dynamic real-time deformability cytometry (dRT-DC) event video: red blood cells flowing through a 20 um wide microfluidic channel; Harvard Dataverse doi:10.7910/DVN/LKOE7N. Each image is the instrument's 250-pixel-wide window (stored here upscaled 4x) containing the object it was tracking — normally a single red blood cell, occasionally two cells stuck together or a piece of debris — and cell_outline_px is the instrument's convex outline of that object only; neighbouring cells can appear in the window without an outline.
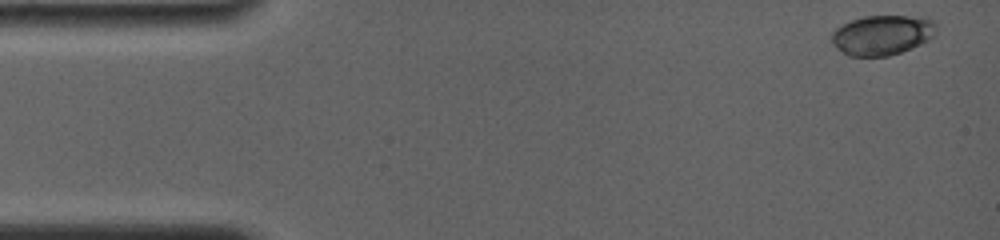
{"species": "common noctule bat (a hibernating species)", "species_latin": "Nyctalus noctula", "temperature_condition": "room temperature", "stored_images_in_passage": 40, "camera_frame_rate_fps": 4000, "um_per_image_px": 0.085, "animal": {"sex": "female", "body_mass_g": 19.0, "forearm_length_mm": 56.7}, "frame": {"image": 1, "passage_image": 1, "time_ms": 0.0, "image_size_px": [1000, 240], "cell_outline_px": [[936, 32], [928, 40], [912, 48], [888, 56], [848, 56], [832, 44], [832, 32], [836, 28], [852, 20], [864, 16], [924, 16], [932, 20], [936, 24]], "centroid_in_image_um": [75.0, 2.97], "position_along_channel_um": 10.0, "area_um2": 24.33}}
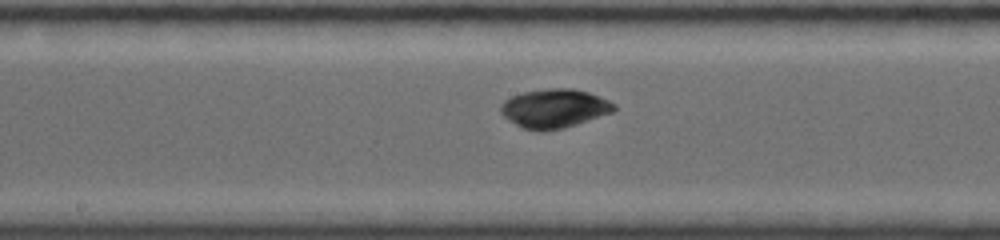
{"frame": {"image": 2, "passage_image": 23, "time_ms": 8.0, "image_size_px": [1000, 240], "cell_outline_px": [[616, 108], [612, 112], [564, 128], [540, 132], [520, 128], [508, 120], [500, 112], [500, 104], [504, 100], [512, 96], [524, 92], [548, 88], [572, 88], [588, 92], [608, 100], [616, 104]], "centroid_in_image_um": [47.08, 9.22], "position_along_channel_um": 201.1, "area_um2": 25.78}}
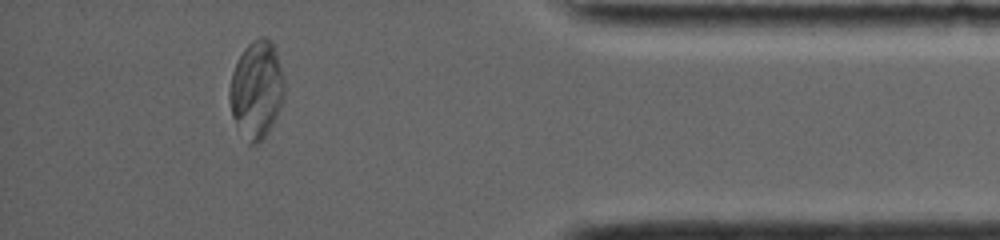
{"frame": {"image": 3, "passage_image": 40, "time_ms": 14.25, "image_size_px": [1000, 240], "cell_outline_px": [[284, 96], [280, 108], [264, 140], [256, 144], [248, 144], [236, 124], [232, 116], [228, 100], [228, 88], [232, 72], [244, 48], [252, 40], [260, 36], [264, 36], [272, 44], [284, 76]], "centroid_in_image_um": [21.78, 7.65], "position_along_channel_um": 413.4, "area_um2": 31.21}, "authors_computed_cell_mechanics": {"area_um2": 24.8829, "velocity_mm_per_s": 3.7787, "shape_relaxation_time_tau1_ms": 4.2214, "shape_relaxation_time_tau2_ms": 1.027, "deformation_change_tau1": 0.1551, "deformation_change_tau2": 0.0248}}